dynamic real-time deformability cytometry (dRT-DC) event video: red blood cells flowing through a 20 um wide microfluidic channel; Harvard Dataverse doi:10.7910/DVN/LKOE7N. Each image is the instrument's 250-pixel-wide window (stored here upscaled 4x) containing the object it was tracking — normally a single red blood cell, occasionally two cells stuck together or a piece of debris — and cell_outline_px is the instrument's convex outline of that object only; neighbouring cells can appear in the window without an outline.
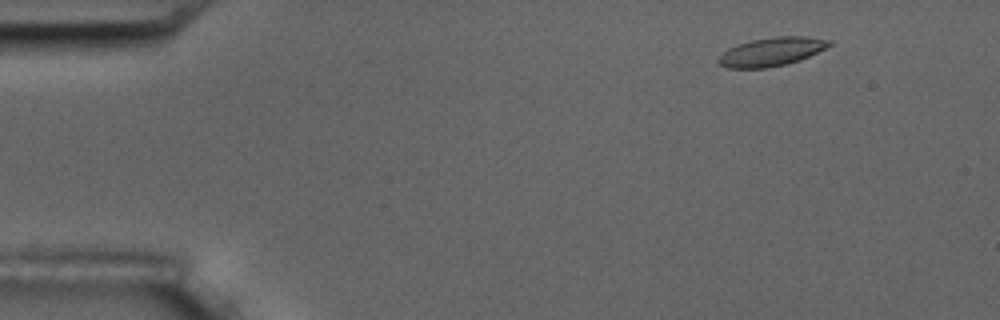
{"species": "common noctule bat (a hibernating species)", "species_latin": "Nyctalus noctula", "temperature_condition": "room temperature", "stored_images_in_passage": 5, "camera_frame_rate_fps": 3000, "um_per_image_px": 0.085, "animal": {"sex": "male", "body_mass_g": 17.5, "forearm_length_mm": 52.3}, "frame": {"image": 1, "passage_image": 2, "time_ms": 1.0, "image_size_px": [1000, 320], "cell_outline_px": [[832, 44], [800, 60], [768, 68], [728, 68], [720, 64], [716, 60], [728, 48], [752, 40], [776, 36], [804, 36], [832, 40]], "centroid_in_image_um": [65.57, 4.39], "position_along_channel_um": 19.4, "area_um2": 18.21}}